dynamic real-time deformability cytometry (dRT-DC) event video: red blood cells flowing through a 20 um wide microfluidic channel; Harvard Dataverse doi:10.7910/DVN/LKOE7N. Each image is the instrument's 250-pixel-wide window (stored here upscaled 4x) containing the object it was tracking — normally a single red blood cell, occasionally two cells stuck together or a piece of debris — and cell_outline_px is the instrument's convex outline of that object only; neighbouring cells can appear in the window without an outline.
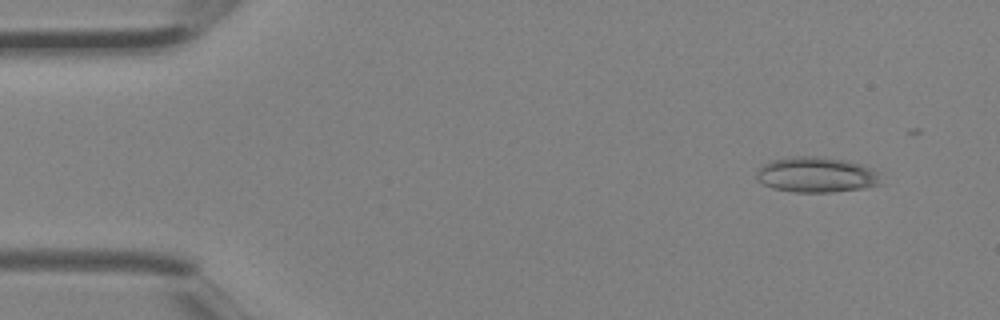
{"species": "Egyptian fruit bat (a non-hibernating species)", "species_latin": "Rousettus aegyptiacus", "temperature_condition": "room temperature", "stored_images_in_passage": 4, "camera_frame_rate_fps": 3000, "um_per_image_px": 0.085, "animal": {"sex": "female"}, "frame": {"image": 1, "passage_image": 2, "time_ms": 0.333, "image_size_px": [1000, 320], "cell_outline_px": [[880, 184], [864, 188], [832, 192], [796, 192], [772, 188], [756, 180], [756, 172], [760, 164], [772, 160], [792, 156], [824, 156], [864, 164], [880, 172]], "centroid_in_image_um": [69.39, 14.84], "position_along_channel_um": 15.6, "area_um2": 26.13}}